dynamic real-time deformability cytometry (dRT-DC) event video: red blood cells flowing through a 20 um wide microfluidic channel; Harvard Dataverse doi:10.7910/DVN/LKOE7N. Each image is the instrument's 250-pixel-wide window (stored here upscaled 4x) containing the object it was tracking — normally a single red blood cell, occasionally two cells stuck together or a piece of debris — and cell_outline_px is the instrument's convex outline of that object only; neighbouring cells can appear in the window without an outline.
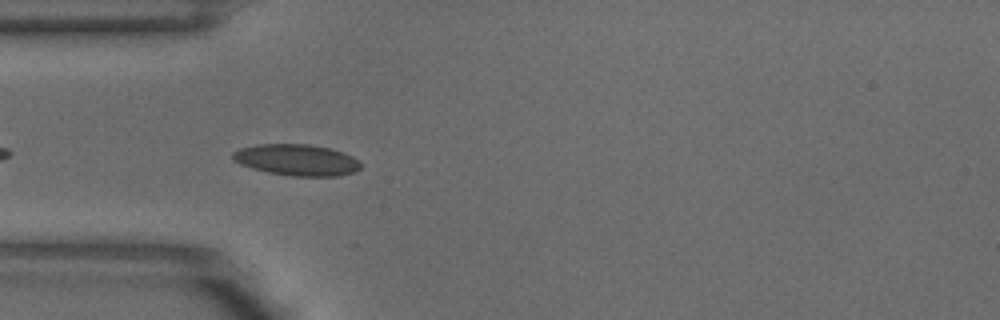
{"species": "common noctule bat (a hibernating species)", "species_latin": "Nyctalus noctula", "temperature_condition": "warm", "stored_images_in_passage": 6, "camera_frame_rate_fps": 3000, "um_per_image_px": 0.085, "animal": {"sex": "male", "body_mass_g": 18.8}, "frame": {"image": 1, "passage_image": 4, "time_ms": 1.0, "image_size_px": [1000, 320], "cell_outline_px": [[360, 168], [356, 172], [336, 176], [292, 176], [268, 172], [252, 168], [240, 164], [232, 160], [232, 152], [240, 148], [256, 144], [308, 144], [328, 148], [344, 152], [360, 160]], "centroid_in_image_um": [25.22, 13.59], "position_along_channel_um": 59.8, "area_um2": 23.47}}